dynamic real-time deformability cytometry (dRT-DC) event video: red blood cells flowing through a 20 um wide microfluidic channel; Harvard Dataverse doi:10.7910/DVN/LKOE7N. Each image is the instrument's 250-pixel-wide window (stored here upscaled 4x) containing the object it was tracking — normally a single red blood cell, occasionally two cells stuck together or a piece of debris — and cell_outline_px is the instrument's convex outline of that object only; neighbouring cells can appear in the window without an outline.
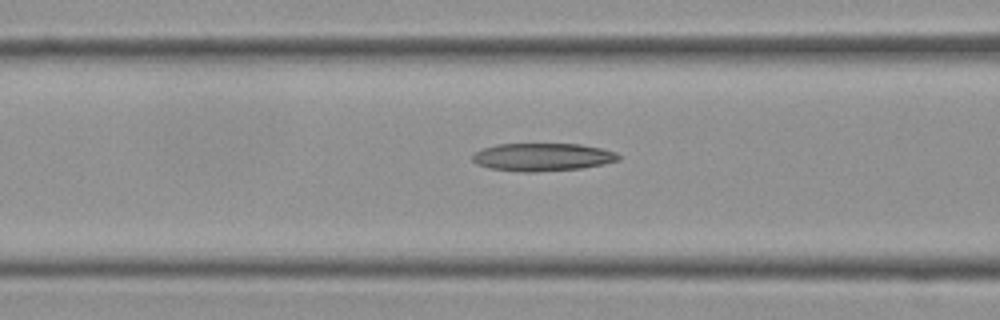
{"species": "Egyptian fruit bat (a non-hibernating species)", "species_latin": "Rousettus aegyptiacus", "temperature_condition": "cold", "stored_images_in_passage": 22, "camera_frame_rate_fps": 3000, "um_per_image_px": 0.085, "frame": {"image": 1, "passage_image": 16, "time_ms": 5.0, "image_size_px": [1000, 320], "cell_outline_px": [[620, 160], [604, 164], [580, 168], [532, 172], [524, 172], [488, 168], [476, 164], [472, 160], [472, 152], [496, 144], [580, 144], [600, 148], [616, 152], [620, 156]], "centroid_in_image_um": [46.08, 13.35], "position_along_channel_um": 120.5, "area_um2": 23.76}}
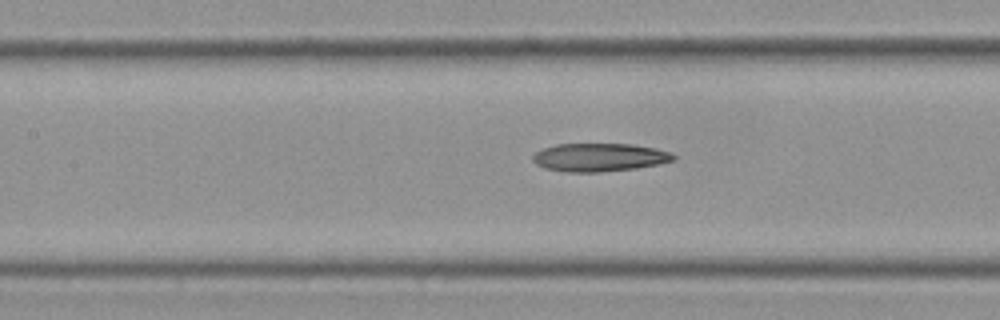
{"frame": {"image": 2, "passage_image": 19, "time_ms": 6.0, "image_size_px": [1000, 320], "cell_outline_px": [[676, 160], [636, 168], [600, 172], [568, 172], [544, 168], [536, 164], [532, 160], [532, 156], [536, 152], [544, 148], [556, 144], [632, 144], [656, 148], [668, 152], [676, 156]], "centroid_in_image_um": [50.93, 13.37], "position_along_channel_um": 156.5, "area_um2": 23.06}}